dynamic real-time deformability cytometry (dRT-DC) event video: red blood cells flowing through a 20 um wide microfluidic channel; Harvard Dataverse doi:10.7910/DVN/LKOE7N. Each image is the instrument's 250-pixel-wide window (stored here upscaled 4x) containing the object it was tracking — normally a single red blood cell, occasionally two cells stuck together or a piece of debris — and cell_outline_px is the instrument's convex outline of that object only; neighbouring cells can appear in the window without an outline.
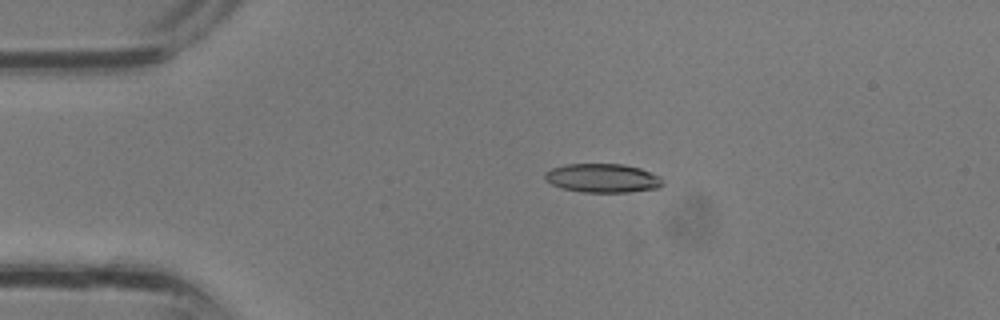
{"species": "common noctule bat (a hibernating species)", "species_latin": "Nyctalus noctula", "temperature_condition": "room temperature", "stored_images_in_passage": 32, "camera_frame_rate_fps": 3000, "um_per_image_px": 0.085, "animal": {"sex": "male", "body_mass_g": 13.3}, "frame": {"image": 1, "passage_image": 6, "time_ms": 1.667, "image_size_px": [1000, 320], "cell_outline_px": [[664, 184], [660, 188], [628, 192], [580, 192], [564, 188], [552, 184], [544, 180], [544, 172], [552, 168], [564, 164], [624, 164], [640, 168], [660, 176], [664, 180]], "centroid_in_image_um": [51.24, 15.14], "position_along_channel_um": 33.8, "area_um2": 20.0}}
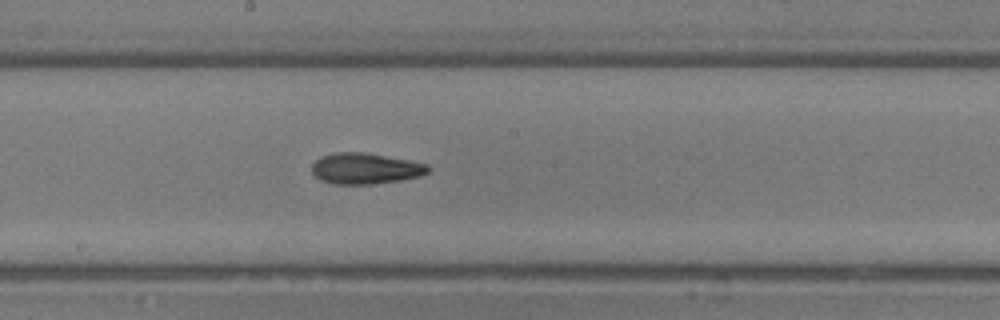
{"frame": {"image": 2, "passage_image": 17, "time_ms": 5.333, "image_size_px": [1000, 320], "cell_outline_px": [[432, 168], [428, 172], [420, 176], [400, 180], [372, 184], [332, 184], [320, 180], [312, 172], [312, 164], [320, 156], [336, 152], [364, 152], [408, 160], [428, 164]], "centroid_in_image_um": [31.05, 14.32], "position_along_channel_um": 217.2, "area_um2": 21.04}}
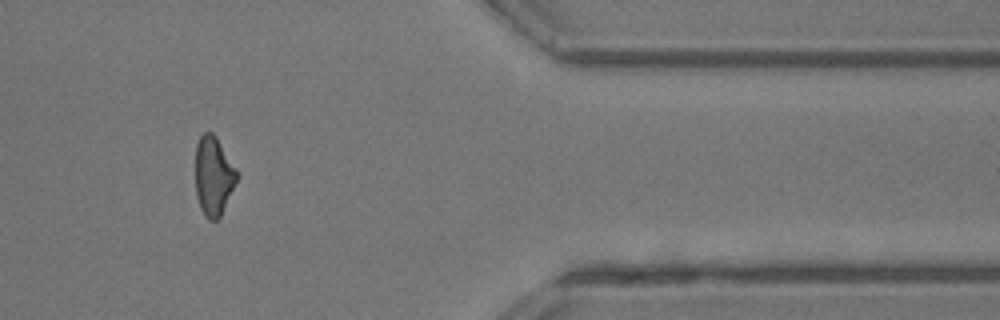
{"frame": {"image": 3, "passage_image": 27, "time_ms": 8.667, "image_size_px": [1000, 320], "cell_outline_px": [[240, 176], [220, 216], [216, 220], [208, 220], [204, 216], [200, 208], [196, 196], [196, 144], [200, 136], [204, 132], [212, 132], [216, 136], [236, 168]], "centroid_in_image_um": [18.16, 14.96], "position_along_channel_um": 393.2, "area_um2": 19.25}}